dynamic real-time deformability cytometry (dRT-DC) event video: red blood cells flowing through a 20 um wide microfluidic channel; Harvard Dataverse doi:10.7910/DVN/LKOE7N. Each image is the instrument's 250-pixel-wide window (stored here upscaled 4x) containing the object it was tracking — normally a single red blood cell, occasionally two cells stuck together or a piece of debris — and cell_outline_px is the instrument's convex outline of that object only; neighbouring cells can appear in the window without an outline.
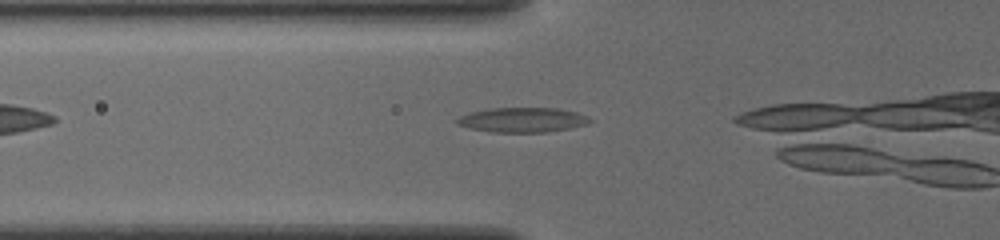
{"species": "common noctule bat (a hibernating species)", "species_latin": "Nyctalus noctula", "temperature_condition": "cold", "stored_images_in_passage": 17, "camera_frame_rate_fps": 3000, "um_per_image_px": 0.085, "animal": {"sex": "female", "body_mass_g": 19.5, "forearm_length_mm": 54.1}, "frame": {"image": 1, "passage_image": 12, "time_ms": 3.667, "image_size_px": [1000, 240], "cell_outline_px": [[592, 120], [588, 124], [568, 128], [544, 132], [492, 132], [468, 128], [456, 124], [456, 120], [460, 116], [472, 112], [492, 108], [556, 108], [576, 112]], "centroid_in_image_um": [44.37, 10.19], "position_along_channel_um": 81.4, "area_um2": 18.9}}
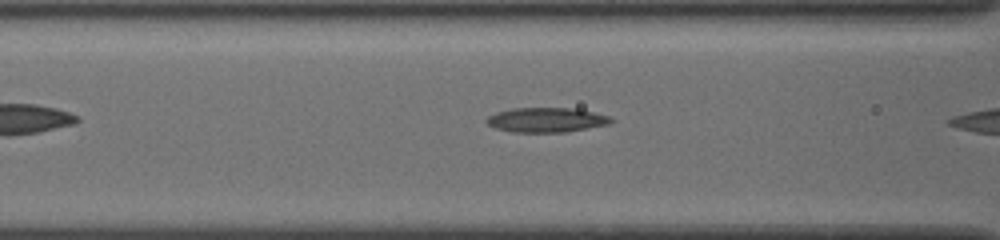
{"frame": {"image": 2, "passage_image": 15, "time_ms": 4.667, "image_size_px": [1000, 240], "cell_outline_px": [[612, 120], [608, 124], [564, 132], [512, 132], [496, 128], [488, 124], [484, 120], [488, 116], [496, 112], [512, 108], [576, 108], [608, 116]], "centroid_in_image_um": [46.38, 10.18], "position_along_channel_um": 120.2, "area_um2": 17.69}}